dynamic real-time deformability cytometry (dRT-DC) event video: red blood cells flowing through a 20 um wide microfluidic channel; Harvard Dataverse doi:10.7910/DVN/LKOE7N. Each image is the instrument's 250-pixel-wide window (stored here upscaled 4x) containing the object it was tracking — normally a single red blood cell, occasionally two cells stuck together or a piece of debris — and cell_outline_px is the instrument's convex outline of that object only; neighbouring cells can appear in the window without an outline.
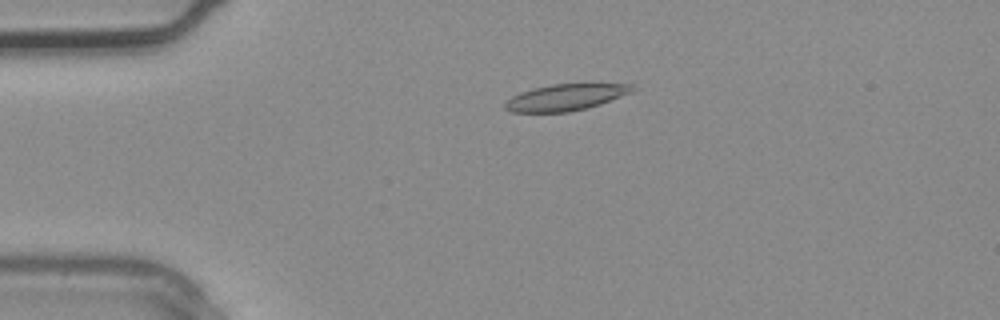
{"species": "common noctule bat (a hibernating species)", "species_latin": "Nyctalus noctula", "temperature_condition": "warm", "stored_images_in_passage": 2, "camera_frame_rate_fps": 3000, "um_per_image_px": 0.085, "animal": {"sex": "male", "body_mass_g": 20.4}, "frame": {"image": 1, "passage_image": 2, "time_ms": 0.333, "image_size_px": [1000, 320], "cell_outline_px": [[636, 88], [632, 92], [600, 104], [588, 108], [568, 112], [512, 112], [504, 108], [504, 104], [512, 96], [520, 92], [532, 88], [552, 84], [584, 80], [592, 80], [632, 84]], "centroid_in_image_um": [48.2, 8.2], "position_along_channel_um": 36.8, "area_um2": 20.81}}